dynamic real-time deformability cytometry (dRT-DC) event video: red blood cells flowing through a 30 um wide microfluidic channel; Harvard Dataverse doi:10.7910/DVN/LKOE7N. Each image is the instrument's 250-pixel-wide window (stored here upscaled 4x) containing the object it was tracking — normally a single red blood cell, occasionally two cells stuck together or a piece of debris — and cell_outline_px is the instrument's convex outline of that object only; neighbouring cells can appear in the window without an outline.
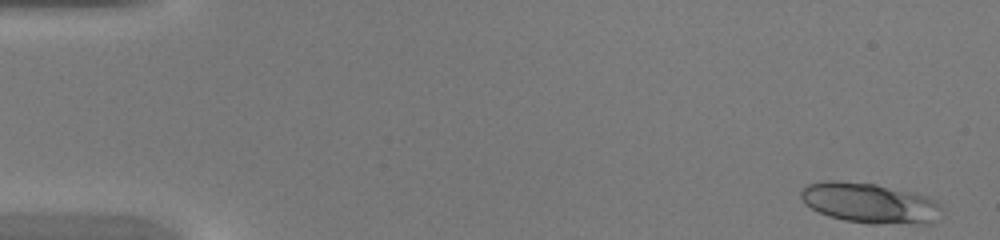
{"species": "common noctule bat (a hibernating species)", "species_latin": "Nyctalus noctula", "temperature_condition": "warm", "stored_images_in_passage": 16, "camera_frame_rate_fps": 3000, "um_per_image_px": 0.085, "animal": {"sex": "female", "body_mass_g": 20.0, "forearm_length_mm": 54.0}, "frame": {"image": 1, "passage_image": 1, "time_ms": 0.0, "image_size_px": [1000, 240], "cell_outline_px": [[940, 208], [932, 224], [868, 224], [844, 220], [828, 216], [812, 208], [800, 196], [800, 192], [808, 184], [824, 180], [840, 180], [876, 184], [912, 192], [924, 196], [940, 204]], "centroid_in_image_um": [73.9, 17.26], "position_along_channel_um": 11.1, "area_um2": 32.89}}
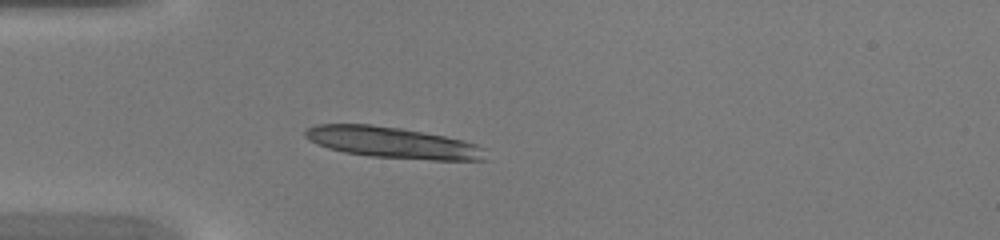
{"frame": {"image": 2, "passage_image": 12, "time_ms": 3.667, "image_size_px": [1000, 240], "cell_outline_px": [[488, 160], [432, 160], [372, 156], [344, 152], [328, 148], [316, 144], [308, 140], [304, 136], [304, 132], [308, 128], [320, 124], [368, 124], [400, 128], [444, 136], [476, 144], [484, 148]], "centroid_in_image_um": [33.37, 12.13], "position_along_channel_um": 51.6, "area_um2": 32.54}}